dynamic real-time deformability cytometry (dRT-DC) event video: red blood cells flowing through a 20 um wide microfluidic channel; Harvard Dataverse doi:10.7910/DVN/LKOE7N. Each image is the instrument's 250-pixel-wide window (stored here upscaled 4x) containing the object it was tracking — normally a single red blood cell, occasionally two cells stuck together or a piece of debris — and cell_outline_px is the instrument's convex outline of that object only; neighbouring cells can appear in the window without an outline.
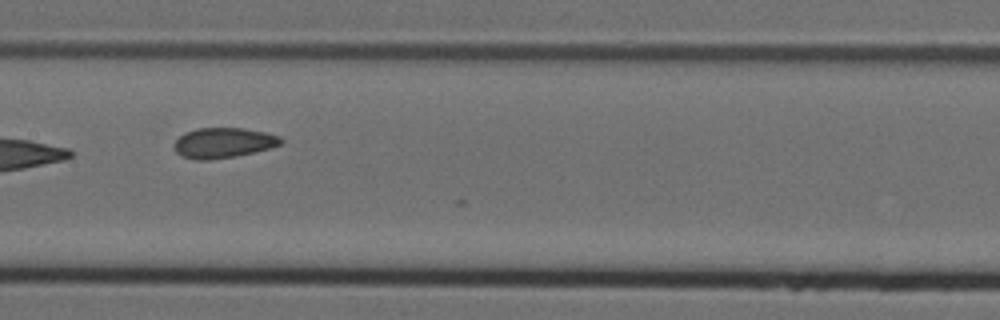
{"species": "Egyptian fruit bat (a non-hibernating species)", "species_latin": "Rousettus aegyptiacus", "temperature_condition": "cold", "stored_images_in_passage": 6, "camera_frame_rate_fps": 3000, "um_per_image_px": 0.085, "animal": {"sex": "female"}, "frame": {"image": 1, "passage_image": 4, "time_ms": 1.0, "image_size_px": [1000, 320], "cell_outline_px": [[284, 140], [280, 144], [272, 148], [236, 156], [208, 160], [196, 160], [180, 156], [172, 148], [172, 144], [184, 132], [196, 128], [240, 128], [268, 132], [280, 136]], "centroid_in_image_um": [18.96, 12.14], "position_along_channel_um": 188.4, "area_um2": 19.13}}
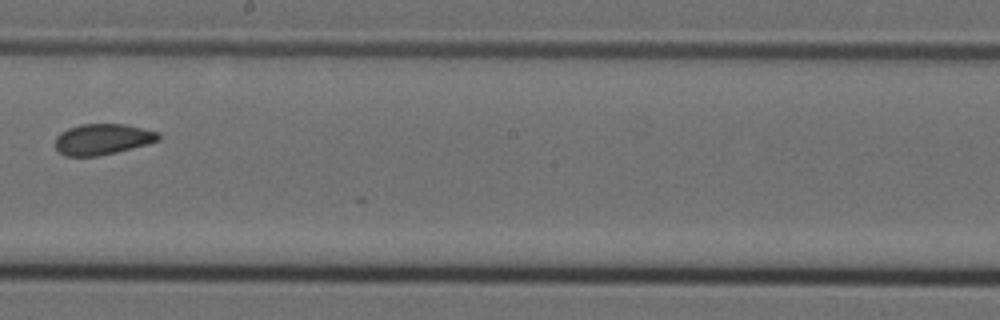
{"frame": {"image": 2, "passage_image": 5, "time_ms": 1.333, "image_size_px": [1000, 320], "cell_outline_px": [[160, 140], [148, 144], [100, 156], [64, 156], [56, 148], [56, 136], [60, 132], [68, 128], [80, 124], [124, 124], [160, 132]], "centroid_in_image_um": [8.72, 11.83], "position_along_channel_um": 239.5, "area_um2": 18.67}}